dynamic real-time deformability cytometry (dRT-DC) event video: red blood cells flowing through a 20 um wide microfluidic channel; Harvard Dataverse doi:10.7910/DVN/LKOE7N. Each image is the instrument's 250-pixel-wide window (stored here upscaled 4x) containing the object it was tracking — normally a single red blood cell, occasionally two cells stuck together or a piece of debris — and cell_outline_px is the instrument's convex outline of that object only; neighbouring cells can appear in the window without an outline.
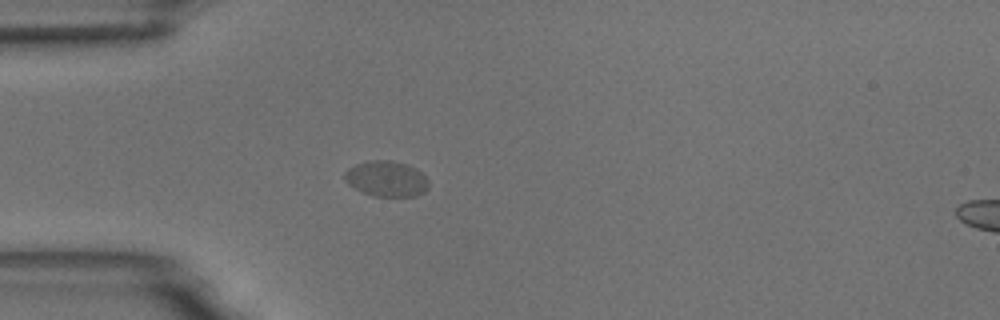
{"species": "common noctule bat (a hibernating species)", "species_latin": "Nyctalus noctula", "temperature_condition": "room temperature", "stored_images_in_passage": 2, "camera_frame_rate_fps": 3000, "um_per_image_px": 0.085, "animal": {"sex": "male", "body_mass_g": 18.8}, "frame": {"image": 1, "passage_image": 1, "time_ms": 0.0, "image_size_px": [1000, 320], "cell_outline_px": [[428, 188], [424, 192], [416, 196], [372, 196], [348, 184], [344, 180], [344, 172], [348, 168], [356, 164], [368, 160], [392, 160], [408, 164], [416, 168], [428, 180]], "centroid_in_image_um": [32.84, 15.18], "position_along_channel_um": 52.2, "area_um2": 17.51}}